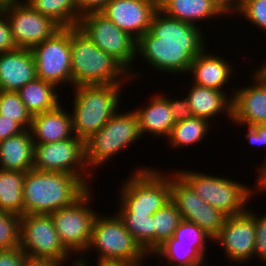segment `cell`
<instances>
[{"label":"cell","instance_id":"obj_1","mask_svg":"<svg viewBox=\"0 0 266 266\" xmlns=\"http://www.w3.org/2000/svg\"><path fill=\"white\" fill-rule=\"evenodd\" d=\"M201 29L166 16L158 9L149 31L137 40L136 56L154 71L168 72V75L187 74L194 58L207 47Z\"/></svg>","mask_w":266,"mask_h":266},{"label":"cell","instance_id":"obj_2","mask_svg":"<svg viewBox=\"0 0 266 266\" xmlns=\"http://www.w3.org/2000/svg\"><path fill=\"white\" fill-rule=\"evenodd\" d=\"M72 87L126 85L129 72L96 46L78 27H70Z\"/></svg>","mask_w":266,"mask_h":266},{"label":"cell","instance_id":"obj_3","mask_svg":"<svg viewBox=\"0 0 266 266\" xmlns=\"http://www.w3.org/2000/svg\"><path fill=\"white\" fill-rule=\"evenodd\" d=\"M87 189L72 174L29 170L23 184L24 214H50L71 205Z\"/></svg>","mask_w":266,"mask_h":266},{"label":"cell","instance_id":"obj_4","mask_svg":"<svg viewBox=\"0 0 266 266\" xmlns=\"http://www.w3.org/2000/svg\"><path fill=\"white\" fill-rule=\"evenodd\" d=\"M123 86L108 84L73 87L71 116L75 136L85 141L108 122L119 110L117 108L122 100L120 95Z\"/></svg>","mask_w":266,"mask_h":266},{"label":"cell","instance_id":"obj_5","mask_svg":"<svg viewBox=\"0 0 266 266\" xmlns=\"http://www.w3.org/2000/svg\"><path fill=\"white\" fill-rule=\"evenodd\" d=\"M158 170L141 166L122 182L116 214L148 217L170 201V174Z\"/></svg>","mask_w":266,"mask_h":266},{"label":"cell","instance_id":"obj_6","mask_svg":"<svg viewBox=\"0 0 266 266\" xmlns=\"http://www.w3.org/2000/svg\"><path fill=\"white\" fill-rule=\"evenodd\" d=\"M176 172L191 186L194 192L205 202L222 211L227 216L239 215L248 209L251 197L262 193L258 188H251L247 184L219 177L196 170H176ZM257 191V193H256ZM255 192V193H254Z\"/></svg>","mask_w":266,"mask_h":266},{"label":"cell","instance_id":"obj_7","mask_svg":"<svg viewBox=\"0 0 266 266\" xmlns=\"http://www.w3.org/2000/svg\"><path fill=\"white\" fill-rule=\"evenodd\" d=\"M138 118L134 110L119 112L95 134L85 140V156L89 170L105 166L124 148L141 138ZM108 160V161H107Z\"/></svg>","mask_w":266,"mask_h":266},{"label":"cell","instance_id":"obj_8","mask_svg":"<svg viewBox=\"0 0 266 266\" xmlns=\"http://www.w3.org/2000/svg\"><path fill=\"white\" fill-rule=\"evenodd\" d=\"M97 253L96 261L144 263L149 255L134 240L117 214L100 215L94 219L87 253Z\"/></svg>","mask_w":266,"mask_h":266},{"label":"cell","instance_id":"obj_9","mask_svg":"<svg viewBox=\"0 0 266 266\" xmlns=\"http://www.w3.org/2000/svg\"><path fill=\"white\" fill-rule=\"evenodd\" d=\"M77 27L102 51L117 60L129 72L131 81L142 77L141 73L133 72L134 68H131L134 67L132 63L137 60V40L128 32L119 29L101 12L81 16Z\"/></svg>","mask_w":266,"mask_h":266},{"label":"cell","instance_id":"obj_10","mask_svg":"<svg viewBox=\"0 0 266 266\" xmlns=\"http://www.w3.org/2000/svg\"><path fill=\"white\" fill-rule=\"evenodd\" d=\"M92 189L88 188L71 205L50 213L63 247L71 255H77L76 260L86 254L91 240L93 222L98 214L89 205L93 198Z\"/></svg>","mask_w":266,"mask_h":266},{"label":"cell","instance_id":"obj_11","mask_svg":"<svg viewBox=\"0 0 266 266\" xmlns=\"http://www.w3.org/2000/svg\"><path fill=\"white\" fill-rule=\"evenodd\" d=\"M33 169L77 176L88 188L92 178L85 156V141L77 136L50 143H34Z\"/></svg>","mask_w":266,"mask_h":266},{"label":"cell","instance_id":"obj_12","mask_svg":"<svg viewBox=\"0 0 266 266\" xmlns=\"http://www.w3.org/2000/svg\"><path fill=\"white\" fill-rule=\"evenodd\" d=\"M19 247L28 258L52 260L60 265H67L68 259L73 258L63 247L50 214L21 216Z\"/></svg>","mask_w":266,"mask_h":266},{"label":"cell","instance_id":"obj_13","mask_svg":"<svg viewBox=\"0 0 266 266\" xmlns=\"http://www.w3.org/2000/svg\"><path fill=\"white\" fill-rule=\"evenodd\" d=\"M37 78L57 88H72L70 27H62L52 37L32 47ZM65 84V85H64Z\"/></svg>","mask_w":266,"mask_h":266},{"label":"cell","instance_id":"obj_14","mask_svg":"<svg viewBox=\"0 0 266 266\" xmlns=\"http://www.w3.org/2000/svg\"><path fill=\"white\" fill-rule=\"evenodd\" d=\"M170 200L182 220L195 223L212 238L219 233L228 217L198 196L176 171L170 173Z\"/></svg>","mask_w":266,"mask_h":266},{"label":"cell","instance_id":"obj_15","mask_svg":"<svg viewBox=\"0 0 266 266\" xmlns=\"http://www.w3.org/2000/svg\"><path fill=\"white\" fill-rule=\"evenodd\" d=\"M18 48L31 49L52 37L62 27L52 18L36 12L25 0L0 4Z\"/></svg>","mask_w":266,"mask_h":266},{"label":"cell","instance_id":"obj_16","mask_svg":"<svg viewBox=\"0 0 266 266\" xmlns=\"http://www.w3.org/2000/svg\"><path fill=\"white\" fill-rule=\"evenodd\" d=\"M255 210L249 208L242 214L228 216L213 243L222 246L226 260L235 264L249 263L255 257Z\"/></svg>","mask_w":266,"mask_h":266},{"label":"cell","instance_id":"obj_17","mask_svg":"<svg viewBox=\"0 0 266 266\" xmlns=\"http://www.w3.org/2000/svg\"><path fill=\"white\" fill-rule=\"evenodd\" d=\"M158 0H112L101 13L138 40L149 31Z\"/></svg>","mask_w":266,"mask_h":266},{"label":"cell","instance_id":"obj_18","mask_svg":"<svg viewBox=\"0 0 266 266\" xmlns=\"http://www.w3.org/2000/svg\"><path fill=\"white\" fill-rule=\"evenodd\" d=\"M253 71L251 85L232 89L234 91L229 94L232 98V124H266V80L256 69Z\"/></svg>","mask_w":266,"mask_h":266},{"label":"cell","instance_id":"obj_19","mask_svg":"<svg viewBox=\"0 0 266 266\" xmlns=\"http://www.w3.org/2000/svg\"><path fill=\"white\" fill-rule=\"evenodd\" d=\"M36 78V65L30 49L18 48L0 53L1 91L17 92Z\"/></svg>","mask_w":266,"mask_h":266},{"label":"cell","instance_id":"obj_20","mask_svg":"<svg viewBox=\"0 0 266 266\" xmlns=\"http://www.w3.org/2000/svg\"><path fill=\"white\" fill-rule=\"evenodd\" d=\"M207 51L205 49L194 58L188 71V75L193 74L191 83L223 91L233 77L234 66L220 55H212V52Z\"/></svg>","mask_w":266,"mask_h":266},{"label":"cell","instance_id":"obj_21","mask_svg":"<svg viewBox=\"0 0 266 266\" xmlns=\"http://www.w3.org/2000/svg\"><path fill=\"white\" fill-rule=\"evenodd\" d=\"M153 96L145 107L140 106L141 108L136 107L133 110L138 118L142 137L147 134L166 140L175 121L165 95L161 92Z\"/></svg>","mask_w":266,"mask_h":266},{"label":"cell","instance_id":"obj_22","mask_svg":"<svg viewBox=\"0 0 266 266\" xmlns=\"http://www.w3.org/2000/svg\"><path fill=\"white\" fill-rule=\"evenodd\" d=\"M62 105L63 102L53 110L32 116L30 131L34 143L56 142L74 136L71 113Z\"/></svg>","mask_w":266,"mask_h":266},{"label":"cell","instance_id":"obj_23","mask_svg":"<svg viewBox=\"0 0 266 266\" xmlns=\"http://www.w3.org/2000/svg\"><path fill=\"white\" fill-rule=\"evenodd\" d=\"M188 93L185 95L189 101L193 116L203 118L208 121L214 119L221 113L232 121V98L226 91H220L203 87L192 83Z\"/></svg>","mask_w":266,"mask_h":266},{"label":"cell","instance_id":"obj_24","mask_svg":"<svg viewBox=\"0 0 266 266\" xmlns=\"http://www.w3.org/2000/svg\"><path fill=\"white\" fill-rule=\"evenodd\" d=\"M158 9L166 16L198 27L199 22L225 16L211 0H158Z\"/></svg>","mask_w":266,"mask_h":266},{"label":"cell","instance_id":"obj_25","mask_svg":"<svg viewBox=\"0 0 266 266\" xmlns=\"http://www.w3.org/2000/svg\"><path fill=\"white\" fill-rule=\"evenodd\" d=\"M34 141L30 129L0 141V169L27 172L33 169Z\"/></svg>","mask_w":266,"mask_h":266},{"label":"cell","instance_id":"obj_26","mask_svg":"<svg viewBox=\"0 0 266 266\" xmlns=\"http://www.w3.org/2000/svg\"><path fill=\"white\" fill-rule=\"evenodd\" d=\"M57 89L59 88L52 83L36 78L17 92L26 109L34 116L53 110L61 104V96H59Z\"/></svg>","mask_w":266,"mask_h":266},{"label":"cell","instance_id":"obj_27","mask_svg":"<svg viewBox=\"0 0 266 266\" xmlns=\"http://www.w3.org/2000/svg\"><path fill=\"white\" fill-rule=\"evenodd\" d=\"M26 172L0 169V210L24 215L23 184Z\"/></svg>","mask_w":266,"mask_h":266},{"label":"cell","instance_id":"obj_28","mask_svg":"<svg viewBox=\"0 0 266 266\" xmlns=\"http://www.w3.org/2000/svg\"><path fill=\"white\" fill-rule=\"evenodd\" d=\"M36 12L61 27H77L81 19L77 0H25Z\"/></svg>","mask_w":266,"mask_h":266},{"label":"cell","instance_id":"obj_29","mask_svg":"<svg viewBox=\"0 0 266 266\" xmlns=\"http://www.w3.org/2000/svg\"><path fill=\"white\" fill-rule=\"evenodd\" d=\"M209 123L208 120L196 116L177 122L173 125L166 143L175 149L200 143L204 141L209 129L211 130L212 124Z\"/></svg>","mask_w":266,"mask_h":266},{"label":"cell","instance_id":"obj_30","mask_svg":"<svg viewBox=\"0 0 266 266\" xmlns=\"http://www.w3.org/2000/svg\"><path fill=\"white\" fill-rule=\"evenodd\" d=\"M151 256L161 257L160 261L167 260V264H170V266H207L208 264L205 261L206 258L191 244L177 243V240L173 237L160 246Z\"/></svg>","mask_w":266,"mask_h":266},{"label":"cell","instance_id":"obj_31","mask_svg":"<svg viewBox=\"0 0 266 266\" xmlns=\"http://www.w3.org/2000/svg\"><path fill=\"white\" fill-rule=\"evenodd\" d=\"M134 240L149 255L154 253V218L142 214H117Z\"/></svg>","mask_w":266,"mask_h":266},{"label":"cell","instance_id":"obj_32","mask_svg":"<svg viewBox=\"0 0 266 266\" xmlns=\"http://www.w3.org/2000/svg\"><path fill=\"white\" fill-rule=\"evenodd\" d=\"M154 252L173 237L175 230L182 221L181 214L170 200L157 210L154 215Z\"/></svg>","mask_w":266,"mask_h":266},{"label":"cell","instance_id":"obj_33","mask_svg":"<svg viewBox=\"0 0 266 266\" xmlns=\"http://www.w3.org/2000/svg\"><path fill=\"white\" fill-rule=\"evenodd\" d=\"M0 115L14 120L24 130L31 128L32 115L26 109L18 92L0 90Z\"/></svg>","mask_w":266,"mask_h":266},{"label":"cell","instance_id":"obj_34","mask_svg":"<svg viewBox=\"0 0 266 266\" xmlns=\"http://www.w3.org/2000/svg\"><path fill=\"white\" fill-rule=\"evenodd\" d=\"M173 238L177 240V243L191 244L204 258L207 256L206 248L210 245L207 242L213 241V238L198 225L184 220L175 230Z\"/></svg>","mask_w":266,"mask_h":266},{"label":"cell","instance_id":"obj_35","mask_svg":"<svg viewBox=\"0 0 266 266\" xmlns=\"http://www.w3.org/2000/svg\"><path fill=\"white\" fill-rule=\"evenodd\" d=\"M21 216L0 210V251L19 247Z\"/></svg>","mask_w":266,"mask_h":266},{"label":"cell","instance_id":"obj_36","mask_svg":"<svg viewBox=\"0 0 266 266\" xmlns=\"http://www.w3.org/2000/svg\"><path fill=\"white\" fill-rule=\"evenodd\" d=\"M238 15L266 32V0H244Z\"/></svg>","mask_w":266,"mask_h":266},{"label":"cell","instance_id":"obj_37","mask_svg":"<svg viewBox=\"0 0 266 266\" xmlns=\"http://www.w3.org/2000/svg\"><path fill=\"white\" fill-rule=\"evenodd\" d=\"M259 212L255 213L256 228V246L255 257H259V261L266 264V214L263 216Z\"/></svg>","mask_w":266,"mask_h":266},{"label":"cell","instance_id":"obj_38","mask_svg":"<svg viewBox=\"0 0 266 266\" xmlns=\"http://www.w3.org/2000/svg\"><path fill=\"white\" fill-rule=\"evenodd\" d=\"M18 49L10 28L9 21L0 7V53Z\"/></svg>","mask_w":266,"mask_h":266},{"label":"cell","instance_id":"obj_39","mask_svg":"<svg viewBox=\"0 0 266 266\" xmlns=\"http://www.w3.org/2000/svg\"><path fill=\"white\" fill-rule=\"evenodd\" d=\"M169 107L172 111L173 119L175 123L184 121L193 117V113L190 109L189 101L186 97H180L181 99L170 98V96H166ZM183 99V100H182Z\"/></svg>","mask_w":266,"mask_h":266},{"label":"cell","instance_id":"obj_40","mask_svg":"<svg viewBox=\"0 0 266 266\" xmlns=\"http://www.w3.org/2000/svg\"><path fill=\"white\" fill-rule=\"evenodd\" d=\"M235 125H241L242 127L245 126L247 128L245 137L247 138V142L249 141V144L254 146L260 145L266 147V124H257V125L235 124ZM265 158L266 155L264 156V159Z\"/></svg>","mask_w":266,"mask_h":266},{"label":"cell","instance_id":"obj_41","mask_svg":"<svg viewBox=\"0 0 266 266\" xmlns=\"http://www.w3.org/2000/svg\"><path fill=\"white\" fill-rule=\"evenodd\" d=\"M26 254L22 252L20 247L11 250L0 251V266H22Z\"/></svg>","mask_w":266,"mask_h":266},{"label":"cell","instance_id":"obj_42","mask_svg":"<svg viewBox=\"0 0 266 266\" xmlns=\"http://www.w3.org/2000/svg\"><path fill=\"white\" fill-rule=\"evenodd\" d=\"M24 129L14 120L0 115V141L22 133Z\"/></svg>","mask_w":266,"mask_h":266},{"label":"cell","instance_id":"obj_43","mask_svg":"<svg viewBox=\"0 0 266 266\" xmlns=\"http://www.w3.org/2000/svg\"><path fill=\"white\" fill-rule=\"evenodd\" d=\"M80 15L101 12L112 0H77Z\"/></svg>","mask_w":266,"mask_h":266},{"label":"cell","instance_id":"obj_44","mask_svg":"<svg viewBox=\"0 0 266 266\" xmlns=\"http://www.w3.org/2000/svg\"><path fill=\"white\" fill-rule=\"evenodd\" d=\"M218 9L224 14V15H232L233 13L236 15L243 3L244 0H211Z\"/></svg>","mask_w":266,"mask_h":266},{"label":"cell","instance_id":"obj_45","mask_svg":"<svg viewBox=\"0 0 266 266\" xmlns=\"http://www.w3.org/2000/svg\"><path fill=\"white\" fill-rule=\"evenodd\" d=\"M260 168L257 169V177L256 180L257 184H255V188H258L261 190V192L266 188V158L263 160L262 163H259Z\"/></svg>","mask_w":266,"mask_h":266},{"label":"cell","instance_id":"obj_46","mask_svg":"<svg viewBox=\"0 0 266 266\" xmlns=\"http://www.w3.org/2000/svg\"><path fill=\"white\" fill-rule=\"evenodd\" d=\"M22 266H61L55 261L47 259L26 258Z\"/></svg>","mask_w":266,"mask_h":266},{"label":"cell","instance_id":"obj_47","mask_svg":"<svg viewBox=\"0 0 266 266\" xmlns=\"http://www.w3.org/2000/svg\"><path fill=\"white\" fill-rule=\"evenodd\" d=\"M96 266H144V263L97 261Z\"/></svg>","mask_w":266,"mask_h":266},{"label":"cell","instance_id":"obj_48","mask_svg":"<svg viewBox=\"0 0 266 266\" xmlns=\"http://www.w3.org/2000/svg\"><path fill=\"white\" fill-rule=\"evenodd\" d=\"M86 258V259H85ZM88 257L87 256H85V257H80V259L79 260H75L74 258H73V260L71 261V266H87V264H88V266H89V263H88ZM75 261V262H74ZM73 262V263H72ZM61 266H64V265H61Z\"/></svg>","mask_w":266,"mask_h":266},{"label":"cell","instance_id":"obj_49","mask_svg":"<svg viewBox=\"0 0 266 266\" xmlns=\"http://www.w3.org/2000/svg\"><path fill=\"white\" fill-rule=\"evenodd\" d=\"M256 70L264 77L266 80V63L262 64L261 66L258 65V68Z\"/></svg>","mask_w":266,"mask_h":266},{"label":"cell","instance_id":"obj_50","mask_svg":"<svg viewBox=\"0 0 266 266\" xmlns=\"http://www.w3.org/2000/svg\"><path fill=\"white\" fill-rule=\"evenodd\" d=\"M14 1H21V0H0V4H4L7 2H14Z\"/></svg>","mask_w":266,"mask_h":266}]
</instances>
